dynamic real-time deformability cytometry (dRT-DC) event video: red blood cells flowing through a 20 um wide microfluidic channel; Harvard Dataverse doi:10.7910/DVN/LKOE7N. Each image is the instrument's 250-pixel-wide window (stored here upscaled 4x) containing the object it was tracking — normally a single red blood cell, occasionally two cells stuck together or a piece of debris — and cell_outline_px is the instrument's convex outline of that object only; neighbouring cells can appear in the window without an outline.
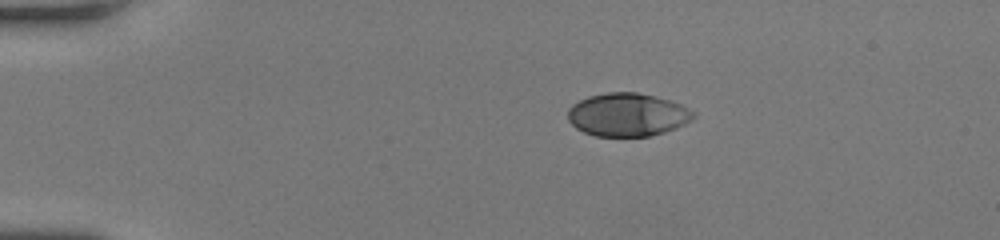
{"species": "human", "species_latin": "Homo sapiens", "temperature_condition": "room temperature", "stored_images_in_passage": 41, "camera_frame_rate_fps": 3000, "um_per_image_px": 0.085, "donor": {"sex": "female"}, "frame": {"image": 1, "passage_image": 1, "time_ms": 0.0, "image_size_px": [1000, 240], "cell_outline_px": [[696, 116], [692, 120], [676, 128], [664, 132], [648, 136], [596, 136], [584, 132], [576, 128], [568, 120], [568, 108], [572, 104], [588, 96], [608, 92], [636, 92], [668, 100], [680, 104], [696, 112]], "centroid_in_image_um": [53.33, 9.75], "position_along_channel_um": 31.7, "area_um2": 31.56}}
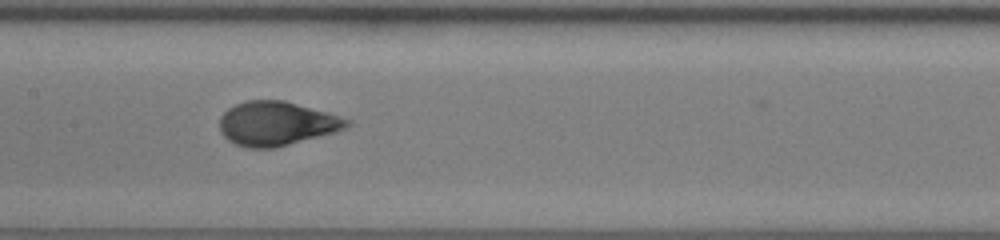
{"frame": {"image": 2, "passage_image": 17, "time_ms": 5.333, "image_size_px": [1000, 240], "cell_outline_px": [[352, 124], [336, 132], [276, 148], [248, 148], [236, 144], [228, 140], [220, 132], [220, 116], [228, 108], [236, 104], [248, 100], [284, 100], [352, 120]], "centroid_in_image_um": [23.5, 10.51], "position_along_channel_um": 183.9, "area_um2": 32.66}}
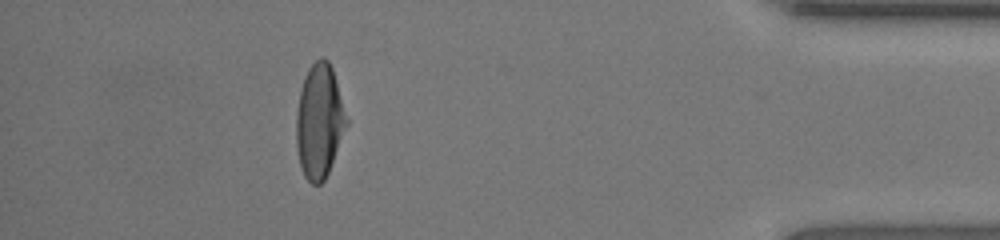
{"frame": {"image": 3, "passage_image": 36, "time_ms": 11.667, "image_size_px": [1000, 240], "cell_outline_px": [[348, 124], [328, 172], [324, 180], [320, 184], [312, 184], [304, 176], [300, 164], [296, 148], [296, 112], [300, 92], [304, 76], [308, 68], [320, 56], [324, 56], [328, 60], [332, 68], [348, 120]], "centroid_in_image_um": [27.13, 10.28], "position_along_channel_um": 408.1, "area_um2": 33.35}, "authors_computed_cell_mechanics": {"area_um2": 32.5992, "velocity_mm_per_s": 4.2473, "shape_relaxation_time_tau1_ms": 3.6414, "shape_relaxation_time_tau2_ms": null, "deformation_change_tau1": 0.2025, "deformation_change_tau2": null}}